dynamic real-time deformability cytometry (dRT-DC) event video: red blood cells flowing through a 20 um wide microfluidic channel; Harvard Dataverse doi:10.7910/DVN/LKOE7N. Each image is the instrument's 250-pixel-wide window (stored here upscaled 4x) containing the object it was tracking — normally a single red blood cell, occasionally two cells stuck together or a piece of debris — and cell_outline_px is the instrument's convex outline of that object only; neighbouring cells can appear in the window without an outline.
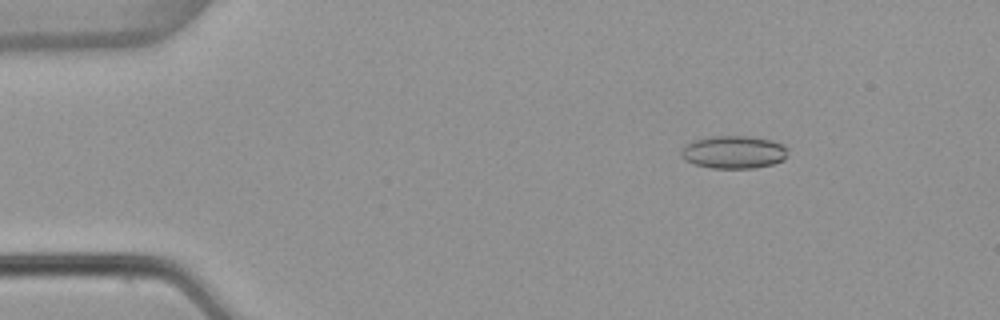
{"species": "common noctule bat (a hibernating species)", "species_latin": "Nyctalus noctula", "temperature_condition": "warm", "stored_images_in_passage": 53, "camera_frame_rate_fps": 3000, "um_per_image_px": 0.085, "animal": {"sex": "female", "body_mass_g": 22.7, "forearm_length_mm": 54.2}, "frame": {"image": 1, "passage_image": 7, "time_ms": 2.0, "image_size_px": [1000, 320], "cell_outline_px": [[788, 148], [784, 160], [772, 164], [752, 168], [712, 168], [696, 164], [684, 160], [680, 156], [680, 152], [684, 144], [692, 140], [712, 136], [752, 136], [772, 140], [784, 144]], "centroid_in_image_um": [62.35, 12.91], "position_along_channel_um": 22.7, "area_um2": 20.63}}
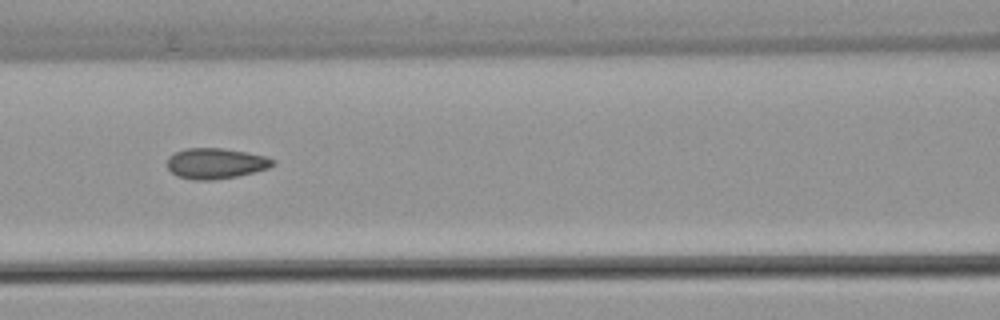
{"frame": {"image": 2, "passage_image": 23, "time_ms": 7.333, "image_size_px": [1000, 320], "cell_outline_px": [[276, 164], [268, 168], [236, 176], [212, 180], [196, 180], [176, 176], [168, 168], [168, 156], [184, 148], [224, 148], [248, 152], [268, 156], [276, 160]], "centroid_in_image_um": [18.36, 13.87], "position_along_channel_um": 148.2, "area_um2": 18.96}}
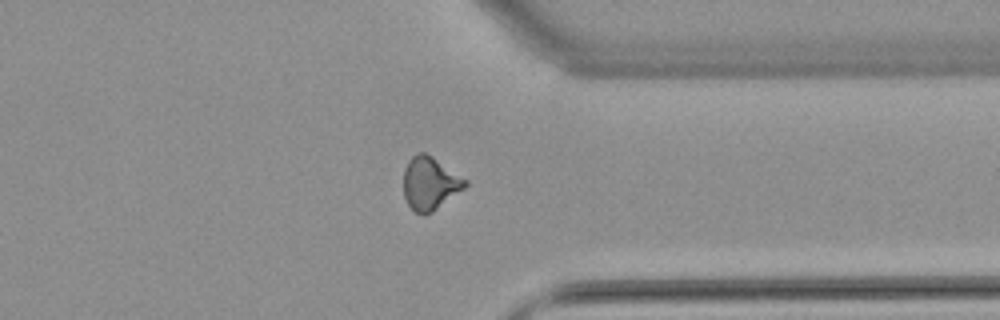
{"frame": {"image": 3, "passage_image": 41, "time_ms": 13.333, "image_size_px": [1000, 320], "cell_outline_px": [[468, 184], [464, 188], [432, 212], [424, 216], [416, 212], [408, 204], [404, 196], [404, 168], [408, 160], [412, 156], [420, 152], [424, 152], [432, 156], [468, 180]], "centroid_in_image_um": [36.54, 15.58], "position_along_channel_um": 374.9, "area_um2": 18.96}, "authors_computed_cell_mechanics": {"area_um2": 18.7272, "velocity_mm_per_s": 3.8385, "shape_relaxation_time_tau1_ms": null, "shape_relaxation_time_tau2_ms": 1.3751, "deformation_change_tau1": null, "deformation_change_tau2": 0.0682}}